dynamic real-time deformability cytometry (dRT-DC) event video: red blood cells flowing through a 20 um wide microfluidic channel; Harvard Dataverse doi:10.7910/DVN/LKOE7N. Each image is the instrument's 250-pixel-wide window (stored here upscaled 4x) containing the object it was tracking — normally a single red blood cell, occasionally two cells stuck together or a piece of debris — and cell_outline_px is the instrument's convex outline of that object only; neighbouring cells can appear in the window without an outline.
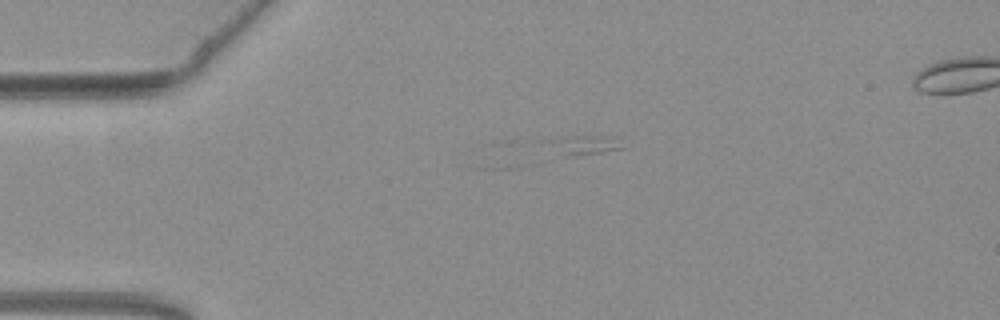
{"species": "common noctule bat (a hibernating species)", "species_latin": "Nyctalus noctula", "temperature_condition": "warm", "stored_images_in_passage": 7, "camera_frame_rate_fps": 3000, "um_per_image_px": 0.085, "animal": {"sex": "female", "body_mass_g": 19.3, "forearm_length_mm": 54.1}, "frame": {"image": 1, "passage_image": 1, "time_ms": 0.0, "image_size_px": [1000, 320], "cell_outline_px": [[624, 148], [604, 152], [576, 156], [564, 156], [524, 140], [572, 136], [620, 136]], "centroid_in_image_um": [49.27, 12.3], "position_along_channel_um": 35.7, "area_um2": 10.0}}
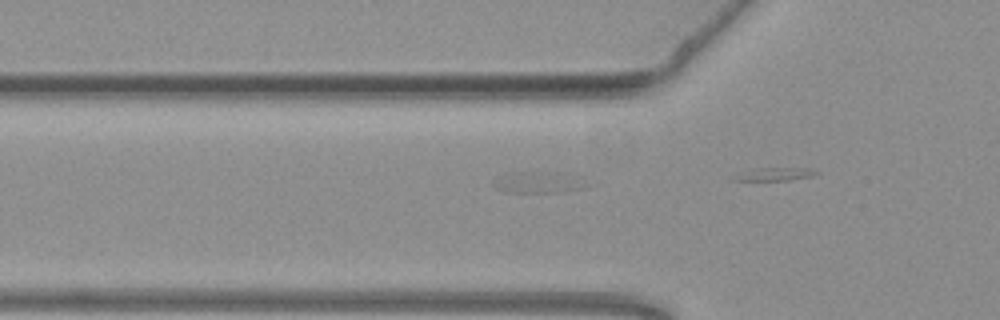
{"frame": {"image": 2, "passage_image": 6, "time_ms": 1.667, "image_size_px": [1000, 320], "cell_outline_px": [[584, 188], [564, 192], [504, 192], [496, 188], [492, 184], [492, 180], [508, 172], [548, 172], [584, 184]], "centroid_in_image_um": [45.46, 15.53], "position_along_channel_um": 80.3, "area_um2": 10.69}}